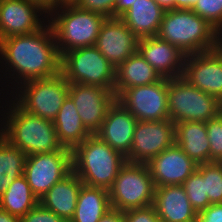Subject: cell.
<instances>
[{
	"label": "cell",
	"instance_id": "1",
	"mask_svg": "<svg viewBox=\"0 0 222 222\" xmlns=\"http://www.w3.org/2000/svg\"><path fill=\"white\" fill-rule=\"evenodd\" d=\"M60 73L61 56L49 22L35 32L0 40V96L10 95L25 82Z\"/></svg>",
	"mask_w": 222,
	"mask_h": 222
},
{
	"label": "cell",
	"instance_id": "2",
	"mask_svg": "<svg viewBox=\"0 0 222 222\" xmlns=\"http://www.w3.org/2000/svg\"><path fill=\"white\" fill-rule=\"evenodd\" d=\"M0 108L2 136L26 156L64 148L59 143L53 121L26 112L7 95L0 96Z\"/></svg>",
	"mask_w": 222,
	"mask_h": 222
},
{
	"label": "cell",
	"instance_id": "3",
	"mask_svg": "<svg viewBox=\"0 0 222 222\" xmlns=\"http://www.w3.org/2000/svg\"><path fill=\"white\" fill-rule=\"evenodd\" d=\"M156 36L186 55L213 51L222 44V35L192 9L165 11Z\"/></svg>",
	"mask_w": 222,
	"mask_h": 222
},
{
	"label": "cell",
	"instance_id": "4",
	"mask_svg": "<svg viewBox=\"0 0 222 222\" xmlns=\"http://www.w3.org/2000/svg\"><path fill=\"white\" fill-rule=\"evenodd\" d=\"M126 157L91 134L72 150V171L84 185L110 189Z\"/></svg>",
	"mask_w": 222,
	"mask_h": 222
},
{
	"label": "cell",
	"instance_id": "5",
	"mask_svg": "<svg viewBox=\"0 0 222 222\" xmlns=\"http://www.w3.org/2000/svg\"><path fill=\"white\" fill-rule=\"evenodd\" d=\"M60 56L69 50L95 46L106 17L77 5H63L49 12Z\"/></svg>",
	"mask_w": 222,
	"mask_h": 222
},
{
	"label": "cell",
	"instance_id": "6",
	"mask_svg": "<svg viewBox=\"0 0 222 222\" xmlns=\"http://www.w3.org/2000/svg\"><path fill=\"white\" fill-rule=\"evenodd\" d=\"M169 119L207 122L221 113V101L189 84L184 78L168 79L167 85Z\"/></svg>",
	"mask_w": 222,
	"mask_h": 222
},
{
	"label": "cell",
	"instance_id": "7",
	"mask_svg": "<svg viewBox=\"0 0 222 222\" xmlns=\"http://www.w3.org/2000/svg\"><path fill=\"white\" fill-rule=\"evenodd\" d=\"M70 83L60 73L19 85L9 96L26 112L54 121L69 93Z\"/></svg>",
	"mask_w": 222,
	"mask_h": 222
},
{
	"label": "cell",
	"instance_id": "8",
	"mask_svg": "<svg viewBox=\"0 0 222 222\" xmlns=\"http://www.w3.org/2000/svg\"><path fill=\"white\" fill-rule=\"evenodd\" d=\"M115 70L95 46L69 50L61 56V74L69 83L96 85L114 92Z\"/></svg>",
	"mask_w": 222,
	"mask_h": 222
},
{
	"label": "cell",
	"instance_id": "9",
	"mask_svg": "<svg viewBox=\"0 0 222 222\" xmlns=\"http://www.w3.org/2000/svg\"><path fill=\"white\" fill-rule=\"evenodd\" d=\"M155 184L146 163L126 162L109 189L111 208L120 211L153 205Z\"/></svg>",
	"mask_w": 222,
	"mask_h": 222
},
{
	"label": "cell",
	"instance_id": "10",
	"mask_svg": "<svg viewBox=\"0 0 222 222\" xmlns=\"http://www.w3.org/2000/svg\"><path fill=\"white\" fill-rule=\"evenodd\" d=\"M72 171V150L63 148L26 156L24 173L33 194L40 200Z\"/></svg>",
	"mask_w": 222,
	"mask_h": 222
},
{
	"label": "cell",
	"instance_id": "11",
	"mask_svg": "<svg viewBox=\"0 0 222 222\" xmlns=\"http://www.w3.org/2000/svg\"><path fill=\"white\" fill-rule=\"evenodd\" d=\"M168 79L128 88L117 98L126 110H128L138 121H160L169 119Z\"/></svg>",
	"mask_w": 222,
	"mask_h": 222
},
{
	"label": "cell",
	"instance_id": "12",
	"mask_svg": "<svg viewBox=\"0 0 222 222\" xmlns=\"http://www.w3.org/2000/svg\"><path fill=\"white\" fill-rule=\"evenodd\" d=\"M48 17L49 13L34 1L0 0V40L40 30L49 22Z\"/></svg>",
	"mask_w": 222,
	"mask_h": 222
},
{
	"label": "cell",
	"instance_id": "13",
	"mask_svg": "<svg viewBox=\"0 0 222 222\" xmlns=\"http://www.w3.org/2000/svg\"><path fill=\"white\" fill-rule=\"evenodd\" d=\"M175 143L174 123L170 119L160 121H138L128 162L148 163Z\"/></svg>",
	"mask_w": 222,
	"mask_h": 222
},
{
	"label": "cell",
	"instance_id": "14",
	"mask_svg": "<svg viewBox=\"0 0 222 222\" xmlns=\"http://www.w3.org/2000/svg\"><path fill=\"white\" fill-rule=\"evenodd\" d=\"M182 78L222 100V44L213 51L185 56Z\"/></svg>",
	"mask_w": 222,
	"mask_h": 222
},
{
	"label": "cell",
	"instance_id": "15",
	"mask_svg": "<svg viewBox=\"0 0 222 222\" xmlns=\"http://www.w3.org/2000/svg\"><path fill=\"white\" fill-rule=\"evenodd\" d=\"M68 96L74 102L85 128L96 134L108 109L116 101L115 92L96 85L70 83Z\"/></svg>",
	"mask_w": 222,
	"mask_h": 222
},
{
	"label": "cell",
	"instance_id": "16",
	"mask_svg": "<svg viewBox=\"0 0 222 222\" xmlns=\"http://www.w3.org/2000/svg\"><path fill=\"white\" fill-rule=\"evenodd\" d=\"M138 42V37L119 17H111L102 24L95 47L117 68L138 52Z\"/></svg>",
	"mask_w": 222,
	"mask_h": 222
},
{
	"label": "cell",
	"instance_id": "17",
	"mask_svg": "<svg viewBox=\"0 0 222 222\" xmlns=\"http://www.w3.org/2000/svg\"><path fill=\"white\" fill-rule=\"evenodd\" d=\"M147 166L155 187H162L182 185L197 170L198 165L174 143L154 156Z\"/></svg>",
	"mask_w": 222,
	"mask_h": 222
},
{
	"label": "cell",
	"instance_id": "18",
	"mask_svg": "<svg viewBox=\"0 0 222 222\" xmlns=\"http://www.w3.org/2000/svg\"><path fill=\"white\" fill-rule=\"evenodd\" d=\"M138 52L161 78L172 79L182 75L186 54L169 42L157 36L139 39Z\"/></svg>",
	"mask_w": 222,
	"mask_h": 222
},
{
	"label": "cell",
	"instance_id": "19",
	"mask_svg": "<svg viewBox=\"0 0 222 222\" xmlns=\"http://www.w3.org/2000/svg\"><path fill=\"white\" fill-rule=\"evenodd\" d=\"M137 122L138 120L128 110L115 101L108 109L106 118L96 135L126 157L131 150Z\"/></svg>",
	"mask_w": 222,
	"mask_h": 222
},
{
	"label": "cell",
	"instance_id": "20",
	"mask_svg": "<svg viewBox=\"0 0 222 222\" xmlns=\"http://www.w3.org/2000/svg\"><path fill=\"white\" fill-rule=\"evenodd\" d=\"M153 206L162 222H197L183 185L155 187Z\"/></svg>",
	"mask_w": 222,
	"mask_h": 222
},
{
	"label": "cell",
	"instance_id": "21",
	"mask_svg": "<svg viewBox=\"0 0 222 222\" xmlns=\"http://www.w3.org/2000/svg\"><path fill=\"white\" fill-rule=\"evenodd\" d=\"M83 183L71 171L62 180L56 183L40 200L39 203L46 209L69 222L75 213L77 198Z\"/></svg>",
	"mask_w": 222,
	"mask_h": 222
},
{
	"label": "cell",
	"instance_id": "22",
	"mask_svg": "<svg viewBox=\"0 0 222 222\" xmlns=\"http://www.w3.org/2000/svg\"><path fill=\"white\" fill-rule=\"evenodd\" d=\"M164 13L155 0H135L119 18L138 39H143L157 35Z\"/></svg>",
	"mask_w": 222,
	"mask_h": 222
},
{
	"label": "cell",
	"instance_id": "23",
	"mask_svg": "<svg viewBox=\"0 0 222 222\" xmlns=\"http://www.w3.org/2000/svg\"><path fill=\"white\" fill-rule=\"evenodd\" d=\"M175 144L197 165L210 162V144L205 122L182 121L174 124Z\"/></svg>",
	"mask_w": 222,
	"mask_h": 222
},
{
	"label": "cell",
	"instance_id": "24",
	"mask_svg": "<svg viewBox=\"0 0 222 222\" xmlns=\"http://www.w3.org/2000/svg\"><path fill=\"white\" fill-rule=\"evenodd\" d=\"M162 78L155 69L136 52L120 64L115 70V96L116 98L126 89L149 85Z\"/></svg>",
	"mask_w": 222,
	"mask_h": 222
},
{
	"label": "cell",
	"instance_id": "25",
	"mask_svg": "<svg viewBox=\"0 0 222 222\" xmlns=\"http://www.w3.org/2000/svg\"><path fill=\"white\" fill-rule=\"evenodd\" d=\"M59 143L70 150L83 143L91 133L85 128L72 99L67 96L53 121Z\"/></svg>",
	"mask_w": 222,
	"mask_h": 222
},
{
	"label": "cell",
	"instance_id": "26",
	"mask_svg": "<svg viewBox=\"0 0 222 222\" xmlns=\"http://www.w3.org/2000/svg\"><path fill=\"white\" fill-rule=\"evenodd\" d=\"M111 209L109 190L102 187L82 185L75 213L69 222H99Z\"/></svg>",
	"mask_w": 222,
	"mask_h": 222
},
{
	"label": "cell",
	"instance_id": "27",
	"mask_svg": "<svg viewBox=\"0 0 222 222\" xmlns=\"http://www.w3.org/2000/svg\"><path fill=\"white\" fill-rule=\"evenodd\" d=\"M39 203L24 175L16 178L0 197V208L19 219Z\"/></svg>",
	"mask_w": 222,
	"mask_h": 222
},
{
	"label": "cell",
	"instance_id": "28",
	"mask_svg": "<svg viewBox=\"0 0 222 222\" xmlns=\"http://www.w3.org/2000/svg\"><path fill=\"white\" fill-rule=\"evenodd\" d=\"M26 154L0 137V197L14 180L24 173Z\"/></svg>",
	"mask_w": 222,
	"mask_h": 222
},
{
	"label": "cell",
	"instance_id": "29",
	"mask_svg": "<svg viewBox=\"0 0 222 222\" xmlns=\"http://www.w3.org/2000/svg\"><path fill=\"white\" fill-rule=\"evenodd\" d=\"M197 170L205 178V195L210 204L222 203V162L199 164Z\"/></svg>",
	"mask_w": 222,
	"mask_h": 222
},
{
	"label": "cell",
	"instance_id": "30",
	"mask_svg": "<svg viewBox=\"0 0 222 222\" xmlns=\"http://www.w3.org/2000/svg\"><path fill=\"white\" fill-rule=\"evenodd\" d=\"M182 185L192 207L197 213L210 205L208 195H205V178L198 170H196Z\"/></svg>",
	"mask_w": 222,
	"mask_h": 222
},
{
	"label": "cell",
	"instance_id": "31",
	"mask_svg": "<svg viewBox=\"0 0 222 222\" xmlns=\"http://www.w3.org/2000/svg\"><path fill=\"white\" fill-rule=\"evenodd\" d=\"M192 11L222 35V0H198Z\"/></svg>",
	"mask_w": 222,
	"mask_h": 222
},
{
	"label": "cell",
	"instance_id": "32",
	"mask_svg": "<svg viewBox=\"0 0 222 222\" xmlns=\"http://www.w3.org/2000/svg\"><path fill=\"white\" fill-rule=\"evenodd\" d=\"M210 162H222V113L206 122Z\"/></svg>",
	"mask_w": 222,
	"mask_h": 222
},
{
	"label": "cell",
	"instance_id": "33",
	"mask_svg": "<svg viewBox=\"0 0 222 222\" xmlns=\"http://www.w3.org/2000/svg\"><path fill=\"white\" fill-rule=\"evenodd\" d=\"M76 5L82 10L101 14L106 18L115 17V0H79Z\"/></svg>",
	"mask_w": 222,
	"mask_h": 222
},
{
	"label": "cell",
	"instance_id": "34",
	"mask_svg": "<svg viewBox=\"0 0 222 222\" xmlns=\"http://www.w3.org/2000/svg\"><path fill=\"white\" fill-rule=\"evenodd\" d=\"M20 222H67L64 218L59 217L54 212L44 208L38 203L26 215L20 218Z\"/></svg>",
	"mask_w": 222,
	"mask_h": 222
},
{
	"label": "cell",
	"instance_id": "35",
	"mask_svg": "<svg viewBox=\"0 0 222 222\" xmlns=\"http://www.w3.org/2000/svg\"><path fill=\"white\" fill-rule=\"evenodd\" d=\"M124 222H162L153 205L124 211Z\"/></svg>",
	"mask_w": 222,
	"mask_h": 222
},
{
	"label": "cell",
	"instance_id": "36",
	"mask_svg": "<svg viewBox=\"0 0 222 222\" xmlns=\"http://www.w3.org/2000/svg\"><path fill=\"white\" fill-rule=\"evenodd\" d=\"M197 222H222V203L210 204L198 212Z\"/></svg>",
	"mask_w": 222,
	"mask_h": 222
},
{
	"label": "cell",
	"instance_id": "37",
	"mask_svg": "<svg viewBox=\"0 0 222 222\" xmlns=\"http://www.w3.org/2000/svg\"><path fill=\"white\" fill-rule=\"evenodd\" d=\"M99 222H124V212L117 209H109Z\"/></svg>",
	"mask_w": 222,
	"mask_h": 222
},
{
	"label": "cell",
	"instance_id": "38",
	"mask_svg": "<svg viewBox=\"0 0 222 222\" xmlns=\"http://www.w3.org/2000/svg\"><path fill=\"white\" fill-rule=\"evenodd\" d=\"M135 0H115V17H120L128 11Z\"/></svg>",
	"mask_w": 222,
	"mask_h": 222
},
{
	"label": "cell",
	"instance_id": "39",
	"mask_svg": "<svg viewBox=\"0 0 222 222\" xmlns=\"http://www.w3.org/2000/svg\"><path fill=\"white\" fill-rule=\"evenodd\" d=\"M40 4L48 13L57 7V0H31Z\"/></svg>",
	"mask_w": 222,
	"mask_h": 222
},
{
	"label": "cell",
	"instance_id": "40",
	"mask_svg": "<svg viewBox=\"0 0 222 222\" xmlns=\"http://www.w3.org/2000/svg\"><path fill=\"white\" fill-rule=\"evenodd\" d=\"M198 0H176V9H192Z\"/></svg>",
	"mask_w": 222,
	"mask_h": 222
},
{
	"label": "cell",
	"instance_id": "41",
	"mask_svg": "<svg viewBox=\"0 0 222 222\" xmlns=\"http://www.w3.org/2000/svg\"><path fill=\"white\" fill-rule=\"evenodd\" d=\"M0 222H20V219L0 208Z\"/></svg>",
	"mask_w": 222,
	"mask_h": 222
},
{
	"label": "cell",
	"instance_id": "42",
	"mask_svg": "<svg viewBox=\"0 0 222 222\" xmlns=\"http://www.w3.org/2000/svg\"><path fill=\"white\" fill-rule=\"evenodd\" d=\"M165 11L176 9V0H155Z\"/></svg>",
	"mask_w": 222,
	"mask_h": 222
},
{
	"label": "cell",
	"instance_id": "43",
	"mask_svg": "<svg viewBox=\"0 0 222 222\" xmlns=\"http://www.w3.org/2000/svg\"><path fill=\"white\" fill-rule=\"evenodd\" d=\"M79 0H57V7L63 5H76Z\"/></svg>",
	"mask_w": 222,
	"mask_h": 222
},
{
	"label": "cell",
	"instance_id": "44",
	"mask_svg": "<svg viewBox=\"0 0 222 222\" xmlns=\"http://www.w3.org/2000/svg\"><path fill=\"white\" fill-rule=\"evenodd\" d=\"M2 136V128H1V125H0V137Z\"/></svg>",
	"mask_w": 222,
	"mask_h": 222
}]
</instances>
